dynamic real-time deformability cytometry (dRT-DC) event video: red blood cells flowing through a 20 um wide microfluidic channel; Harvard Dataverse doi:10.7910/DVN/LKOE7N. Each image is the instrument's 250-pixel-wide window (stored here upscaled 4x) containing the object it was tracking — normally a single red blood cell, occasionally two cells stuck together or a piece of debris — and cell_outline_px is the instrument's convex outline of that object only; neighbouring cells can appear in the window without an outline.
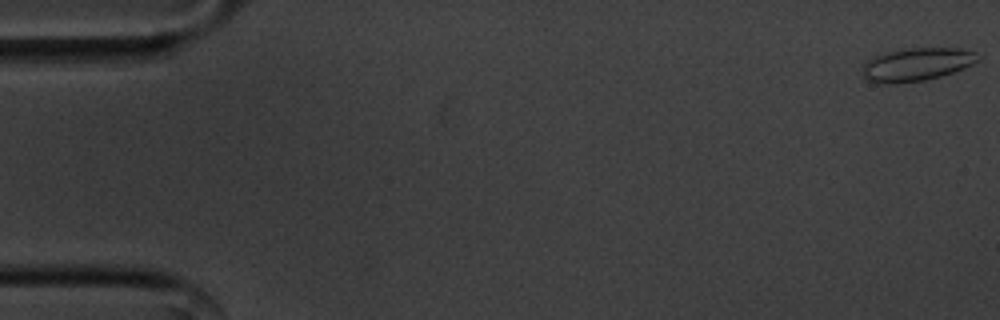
{"species": "common noctule bat (a hibernating species)", "species_latin": "Nyctalus noctula", "temperature_condition": "cold", "stored_images_in_passage": 56, "camera_frame_rate_fps": 3000, "um_per_image_px": 0.085, "animal": {"sex": "male", "body_mass_g": 20.1, "forearm_length_mm": 53.5}, "frame": {"image": 1, "passage_image": 1, "time_ms": 0.0, "image_size_px": [1000, 320], "cell_outline_px": [[984, 56], [972, 64], [964, 68], [940, 76], [924, 80], [892, 84], [876, 84], [868, 80], [864, 76], [864, 60], [872, 56], [888, 52], [912, 48], [960, 48], [976, 52]], "centroid_in_image_um": [77.92, 5.47], "position_along_channel_um": 7.1, "area_um2": 22.37}}
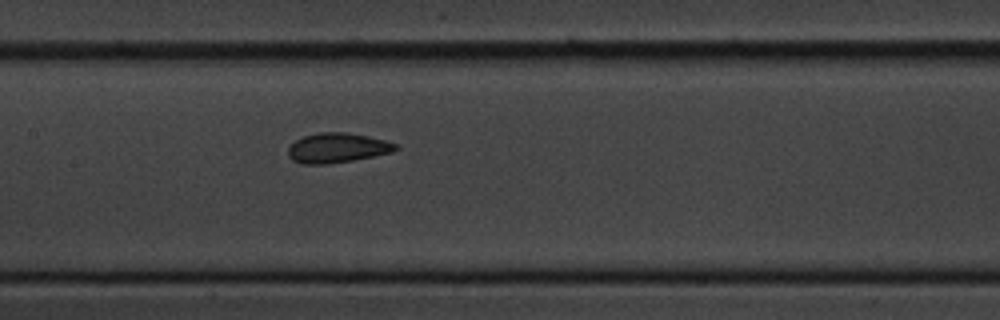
{"frame": {"image": 2, "passage_image": 27, "time_ms": 8.667, "image_size_px": [1000, 320], "cell_outline_px": [[400, 148], [392, 152], [352, 160], [328, 164], [304, 164], [292, 160], [288, 156], [288, 148], [296, 140], [304, 136], [320, 132], [348, 132], [368, 136], [384, 140], [396, 144]], "centroid_in_image_um": [28.66, 12.57], "position_along_channel_um": 178.7, "area_um2": 18.55}}
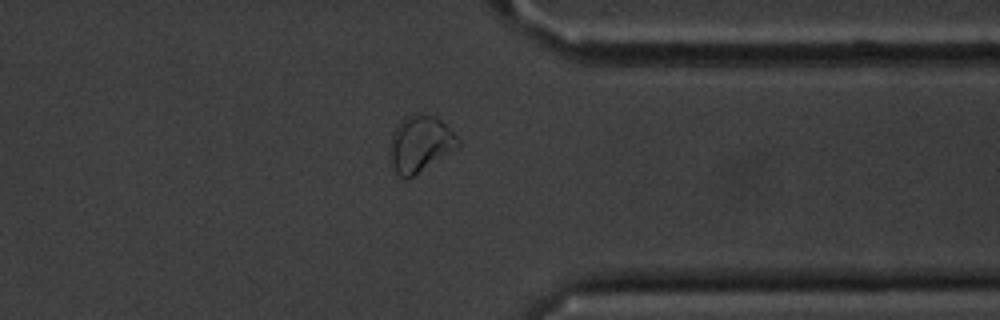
{"frame": {"image": 3, "passage_image": 44, "time_ms": 14.333, "image_size_px": [1000, 320], "cell_outline_px": [[460, 144], [456, 148], [408, 180], [400, 176], [396, 172], [392, 164], [392, 132], [404, 116], [416, 112], [420, 112], [436, 116], [460, 140]], "centroid_in_image_um": [35.72, 12.2], "position_along_channel_um": 375.7, "area_um2": 22.02}, "authors_computed_cell_mechanics": {"area_um2": 19.9121, "velocity_mm_per_s": 3.5675, "shape_relaxation_time_tau1_ms": 4.1097, "shape_relaxation_time_tau2_ms": 0.965, "deformation_change_tau1": 0.1137, "deformation_change_tau2": 0.0741}}